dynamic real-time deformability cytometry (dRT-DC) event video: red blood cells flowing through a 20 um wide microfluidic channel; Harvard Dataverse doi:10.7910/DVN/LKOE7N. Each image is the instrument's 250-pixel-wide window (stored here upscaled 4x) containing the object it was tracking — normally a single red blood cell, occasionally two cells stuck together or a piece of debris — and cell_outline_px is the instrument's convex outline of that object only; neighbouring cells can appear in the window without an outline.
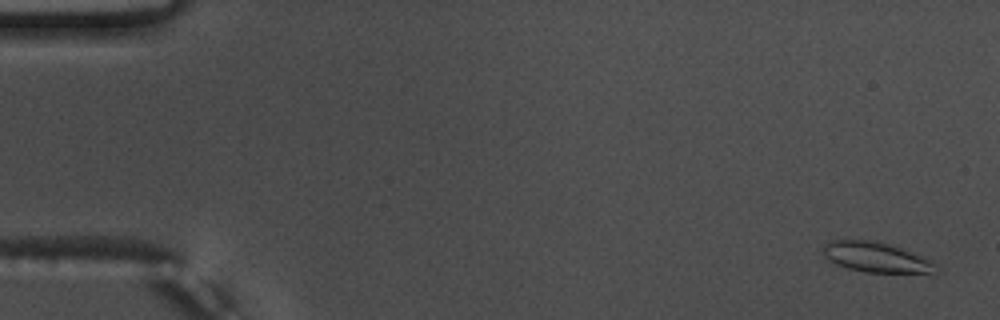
{"species": "common noctule bat (a hibernating species)", "species_latin": "Nyctalus noctula", "temperature_condition": "warm", "stored_images_in_passage": 56, "camera_frame_rate_fps": 3000, "um_per_image_px": 0.085, "animal": {"sex": "male", "body_mass_g": 17.5, "forearm_length_mm": 52.3}, "frame": {"image": 1, "passage_image": 3, "time_ms": 0.667, "image_size_px": [1000, 320], "cell_outline_px": [[936, 264], [928, 272], [868, 272], [848, 268], [836, 264], [824, 256], [824, 244], [828, 240], [872, 240], [888, 244], [900, 248]], "centroid_in_image_um": [74.31, 21.84], "position_along_channel_um": 10.7, "area_um2": 18.84}}
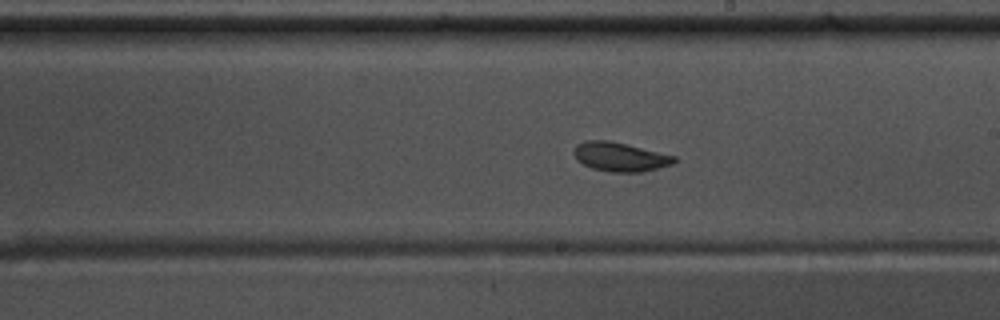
{"frame": {"image": 2, "passage_image": 33, "time_ms": 10.667, "image_size_px": [1000, 320], "cell_outline_px": [[676, 160], [672, 164], [640, 172], [608, 172], [592, 168], [576, 160], [572, 152], [576, 144], [584, 140], [608, 140], [676, 156]], "centroid_in_image_um": [52.64, 13.33], "position_along_channel_um": 236.4, "area_um2": 16.94}}
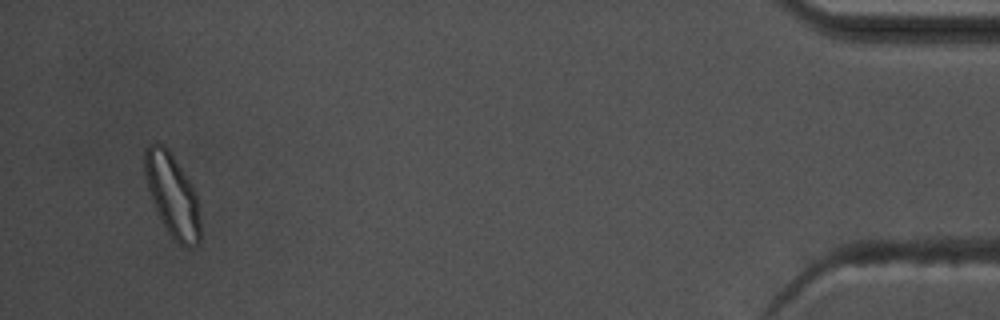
{"frame": {"image": 3, "passage_image": 54, "time_ms": 17.667, "image_size_px": [1000, 320], "cell_outline_px": [[200, 244], [188, 248], [180, 244], [168, 232], [156, 208], [148, 188], [144, 176], [144, 148], [148, 144], [156, 140], [164, 144], [168, 148], [188, 180], [196, 196], [200, 220]], "centroid_in_image_um": [14.63, 16.54], "position_along_channel_um": 420.6, "area_um2": 26.53}, "authors_computed_cell_mechanics": {"area_um2": 17.8602, "velocity_mm_per_s": 3.7289, "shape_relaxation_time_tau1_ms": 6.9296, "shape_relaxation_time_tau2_ms": 2.4574, "deformation_change_tau1": 0.1602, "deformation_change_tau2": 0.081}}